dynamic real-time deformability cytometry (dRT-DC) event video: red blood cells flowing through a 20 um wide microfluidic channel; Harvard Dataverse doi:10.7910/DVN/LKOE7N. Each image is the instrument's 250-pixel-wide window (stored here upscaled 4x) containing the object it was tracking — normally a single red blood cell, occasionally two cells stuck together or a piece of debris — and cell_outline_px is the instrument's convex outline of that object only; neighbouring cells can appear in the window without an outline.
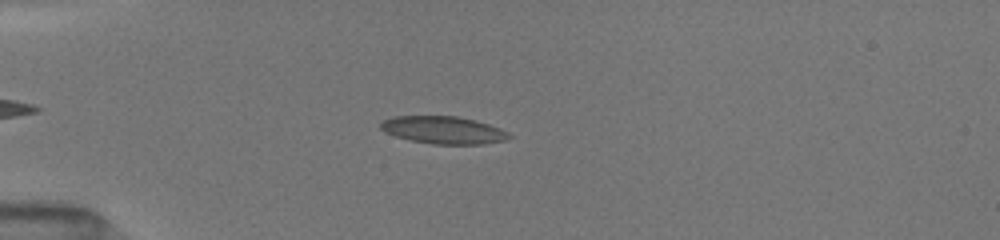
{"species": "common noctule bat (a hibernating species)", "species_latin": "Nyctalus noctula", "temperature_condition": "room temperature", "stored_images_in_passage": 81, "camera_frame_rate_fps": 3000, "um_per_image_px": 0.085, "animal": {"sex": "female", "body_mass_g": 19.5, "forearm_length_mm": 54.1}, "frame": {"image": 1, "passage_image": 16, "time_ms": 3.333, "image_size_px": [1000, 240], "cell_outline_px": [[512, 136], [504, 140], [484, 144], [432, 144], [412, 140], [396, 136], [384, 132], [380, 128], [380, 124], [384, 120], [392, 116], [456, 116], [476, 120], [500, 128], [508, 132]], "centroid_in_image_um": [37.69, 11.05], "position_along_channel_um": 47.3, "area_um2": 20.52}}
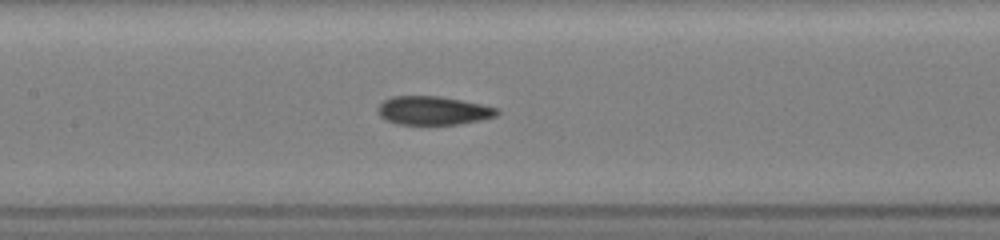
{"frame": {"image": 2, "passage_image": 39, "time_ms": 7.0, "image_size_px": [1000, 240], "cell_outline_px": [[500, 112], [496, 116], [480, 120], [460, 124], [396, 124], [380, 116], [376, 112], [376, 108], [384, 100], [392, 96], [440, 96], [480, 104], [496, 108]], "centroid_in_image_um": [36.78, 9.4], "position_along_channel_um": 170.6, "area_um2": 19.77}}
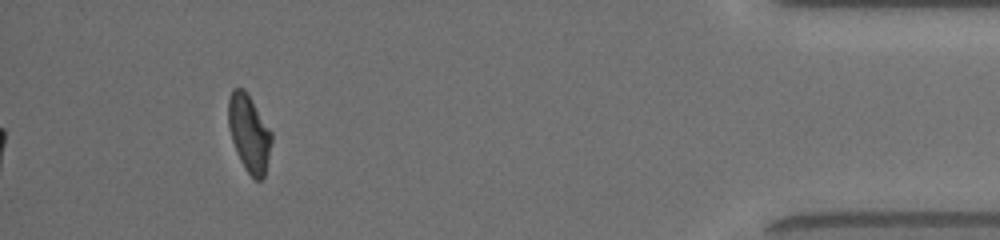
{"frame": {"image": 3, "passage_image": 73, "time_ms": 14.333, "image_size_px": [1000, 240], "cell_outline_px": [[272, 140], [264, 176], [260, 180], [256, 180], [244, 168], [236, 152], [228, 128], [228, 100], [232, 88], [244, 88], [272, 132]], "centroid_in_image_um": [21.15, 11.31], "position_along_channel_um": 414.0, "area_um2": 19.31}, "authors_computed_cell_mechanics": {"area_um2": 20.23, "velocity_mm_per_s": 4.0499, "shape_relaxation_time_tau1_ms": 3.9299, "shape_relaxation_time_tau2_ms": 1.6287, "deformation_change_tau1": 0.1603, "deformation_change_tau2": 0.0831}}